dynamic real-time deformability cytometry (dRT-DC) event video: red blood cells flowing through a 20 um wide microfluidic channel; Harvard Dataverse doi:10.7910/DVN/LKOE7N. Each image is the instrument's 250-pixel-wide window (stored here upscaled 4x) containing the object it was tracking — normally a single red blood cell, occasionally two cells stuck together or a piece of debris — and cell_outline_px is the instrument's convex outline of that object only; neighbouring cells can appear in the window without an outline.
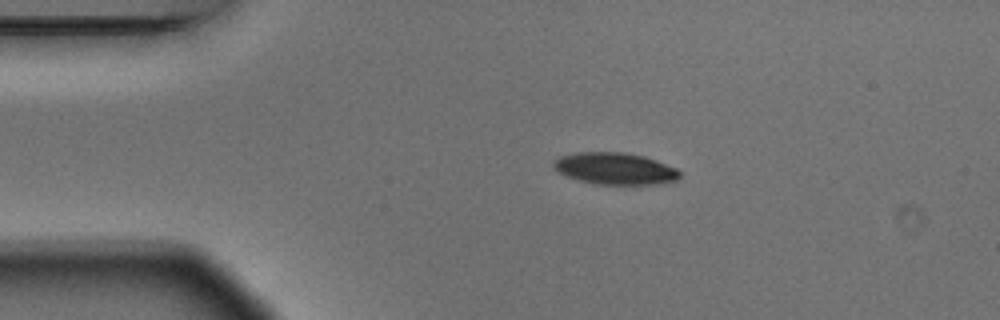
{"species": "Egyptian fruit bat (a non-hibernating species)", "species_latin": "Rousettus aegyptiacus", "temperature_condition": "warm", "stored_images_in_passage": 3, "camera_frame_rate_fps": 3000, "um_per_image_px": 0.085, "animal": {"sex": "male"}, "frame": {"image": 1, "passage_image": 1, "time_ms": 0.0, "image_size_px": [1000, 320], "cell_outline_px": [[680, 176], [676, 180], [660, 184], [596, 184], [580, 180], [568, 176], [560, 172], [552, 164], [552, 160], [560, 156], [576, 152], [624, 152], [644, 156], [656, 160], [676, 168], [680, 172]], "centroid_in_image_um": [52.28, 14.32], "position_along_channel_um": 32.7, "area_um2": 23.29}}
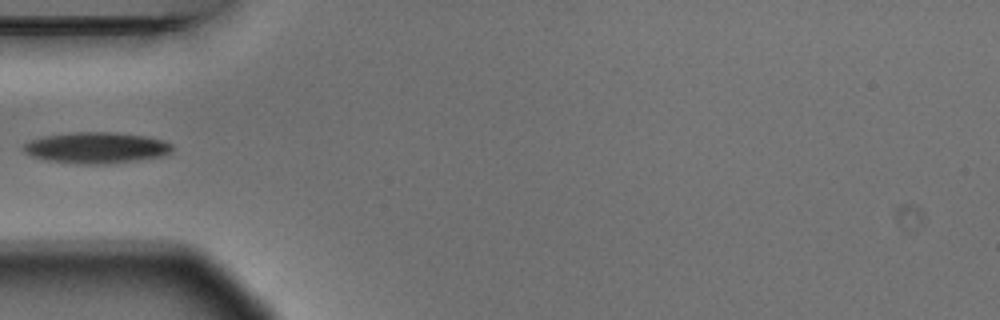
{"frame": {"image": 2, "passage_image": 3, "time_ms": 0.667, "image_size_px": [1000, 320], "cell_outline_px": [[172, 152], [164, 156], [108, 164], [80, 164], [52, 160], [32, 156], [24, 152], [20, 148], [28, 140], [44, 136], [76, 132], [112, 132], [144, 136], [160, 140], [172, 144]], "centroid_in_image_um": [8.17, 12.56], "position_along_channel_um": 76.8, "area_um2": 26.82}}